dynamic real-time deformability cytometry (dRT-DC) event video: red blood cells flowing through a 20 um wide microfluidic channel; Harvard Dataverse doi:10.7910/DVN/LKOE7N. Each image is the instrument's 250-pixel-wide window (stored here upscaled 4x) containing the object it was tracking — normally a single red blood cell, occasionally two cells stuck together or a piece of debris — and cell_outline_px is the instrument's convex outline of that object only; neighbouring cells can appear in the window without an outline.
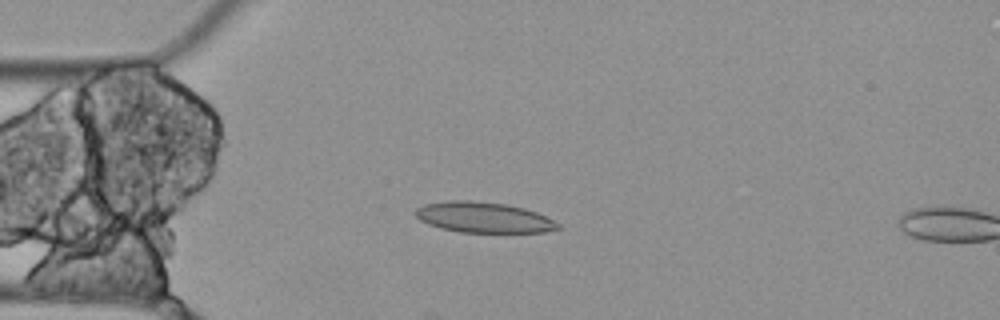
{"species": "Egyptian fruit bat (a non-hibernating species)", "species_latin": "Rousettus aegyptiacus", "temperature_condition": "cold", "stored_images_in_passage": 5, "camera_frame_rate_fps": 3000, "um_per_image_px": 0.085, "animal": {"sex": "female"}, "frame": {"image": 1, "passage_image": 4, "time_ms": 1.0, "image_size_px": [1000, 320], "cell_outline_px": [[560, 228], [544, 232], [460, 232], [440, 228], [428, 224], [420, 220], [412, 212], [416, 208], [424, 204], [448, 200], [472, 200], [508, 204], [524, 208], [536, 212], [560, 224]], "centroid_in_image_um": [41.06, 18.47], "position_along_channel_um": 43.9, "area_um2": 25.49}}